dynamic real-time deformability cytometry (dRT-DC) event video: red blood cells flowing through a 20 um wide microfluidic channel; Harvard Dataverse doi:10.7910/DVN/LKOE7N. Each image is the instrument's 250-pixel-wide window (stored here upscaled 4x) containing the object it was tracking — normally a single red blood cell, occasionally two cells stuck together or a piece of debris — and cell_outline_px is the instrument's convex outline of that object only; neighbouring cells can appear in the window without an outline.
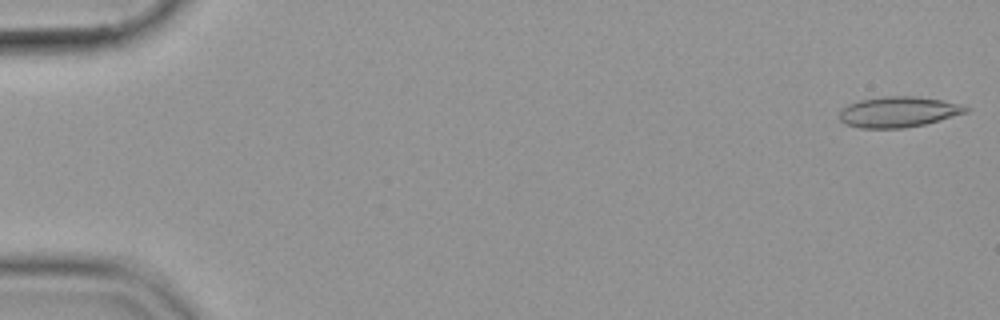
{"species": "common noctule bat (a hibernating species)", "species_latin": "Nyctalus noctula", "temperature_condition": "cold", "stored_images_in_passage": 54, "camera_frame_rate_fps": 3000, "um_per_image_px": 0.085, "animal": {"sex": "female", "body_mass_g": 19.9}, "frame": {"image": 1, "passage_image": 1, "time_ms": 0.0, "image_size_px": [1000, 320], "cell_outline_px": [[972, 108], [968, 112], [924, 124], [900, 128], [860, 128], [844, 124], [840, 120], [840, 108], [848, 104], [860, 100], [884, 96], [916, 96], [940, 100]], "centroid_in_image_um": [76.31, 9.51], "position_along_channel_um": 8.7, "area_um2": 22.43}}
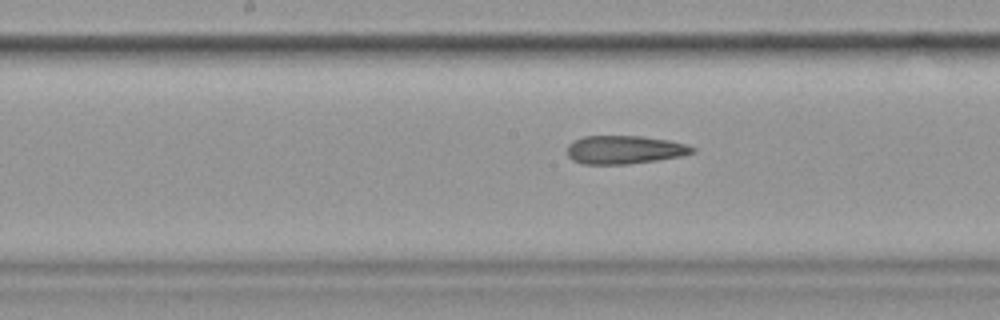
{"frame": {"image": 2, "passage_image": 28, "time_ms": 9.0, "image_size_px": [1000, 320], "cell_outline_px": [[696, 152], [680, 156], [656, 160], [628, 164], [584, 164], [572, 160], [568, 156], [568, 144], [584, 136], [644, 136], [668, 140], [688, 144], [696, 148]], "centroid_in_image_um": [53.11, 12.72], "position_along_channel_um": 195.1, "area_um2": 20.69}}
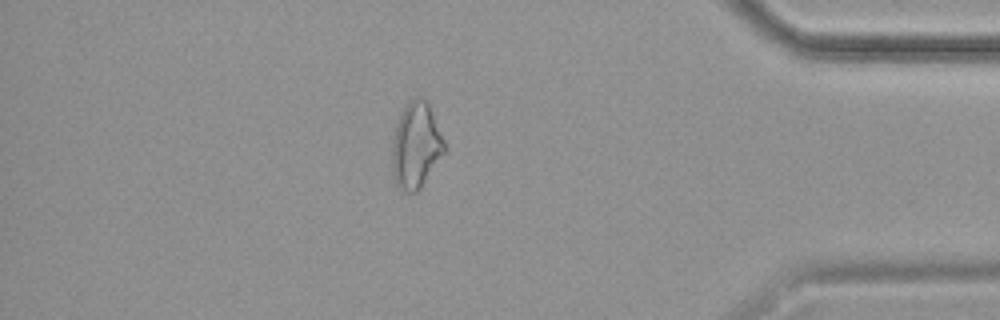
{"frame": {"image": 3, "passage_image": 47, "time_ms": 15.333, "image_size_px": [1000, 320], "cell_outline_px": [[448, 148], [420, 188], [416, 192], [408, 192], [400, 188], [396, 184], [392, 172], [392, 140], [396, 124], [408, 100], [416, 96], [420, 96], [428, 100]], "centroid_in_image_um": [35.38, 12.32], "position_along_channel_um": 399.8, "area_um2": 26.53}}